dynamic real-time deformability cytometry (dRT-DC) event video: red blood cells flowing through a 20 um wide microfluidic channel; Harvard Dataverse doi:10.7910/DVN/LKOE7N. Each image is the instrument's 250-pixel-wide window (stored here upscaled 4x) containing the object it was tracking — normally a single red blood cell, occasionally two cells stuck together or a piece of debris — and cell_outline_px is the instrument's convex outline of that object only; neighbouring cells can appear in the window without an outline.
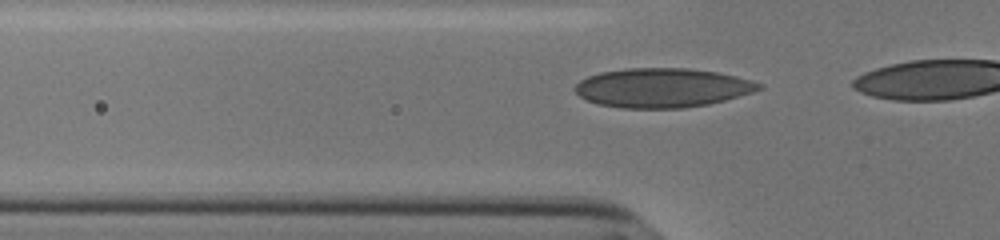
{"species": "human", "species_latin": "Homo sapiens", "temperature_condition": "cold", "stored_images_in_passage": 15, "camera_frame_rate_fps": 3000, "um_per_image_px": 0.085, "donor": {"sex": "male"}, "frame": {"image": 1, "passage_image": 12, "time_ms": 3.667, "image_size_px": [1000, 240], "cell_outline_px": [[764, 88], [752, 92], [724, 100], [708, 104], [680, 108], [624, 108], [600, 104], [588, 100], [580, 96], [572, 88], [580, 80], [588, 76], [600, 72], [624, 68], [688, 68], [716, 72], [736, 76], [752, 80], [764, 84]], "centroid_in_image_um": [56.3, 7.45], "position_along_channel_um": 69.5, "area_um2": 42.02}}